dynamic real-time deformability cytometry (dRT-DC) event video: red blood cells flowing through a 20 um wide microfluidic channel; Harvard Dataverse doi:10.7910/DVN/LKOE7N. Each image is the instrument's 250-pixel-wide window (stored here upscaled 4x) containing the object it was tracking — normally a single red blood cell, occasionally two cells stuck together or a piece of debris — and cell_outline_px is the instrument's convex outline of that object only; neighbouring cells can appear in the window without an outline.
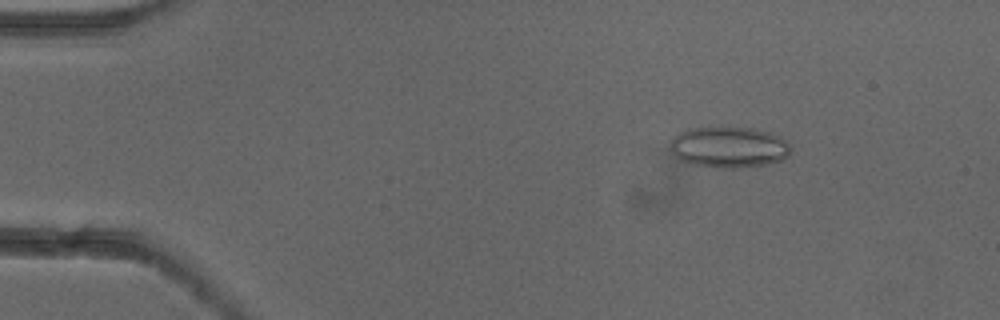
{"species": "common noctule bat (a hibernating species)", "species_latin": "Nyctalus noctula", "temperature_condition": "cold", "stored_images_in_passage": 53, "camera_frame_rate_fps": 3000, "um_per_image_px": 0.085, "animal": {"sex": "female"}, "frame": {"image": 1, "passage_image": 8, "time_ms": 2.333, "image_size_px": [1000, 320], "cell_outline_px": [[792, 148], [788, 156], [780, 160], [768, 164], [732, 168], [720, 168], [692, 164], [680, 160], [668, 148], [668, 144], [672, 136], [688, 128], [752, 128], [768, 132], [780, 136], [788, 140]], "centroid_in_image_um": [61.94, 12.51], "position_along_channel_um": 23.1, "area_um2": 29.02}}
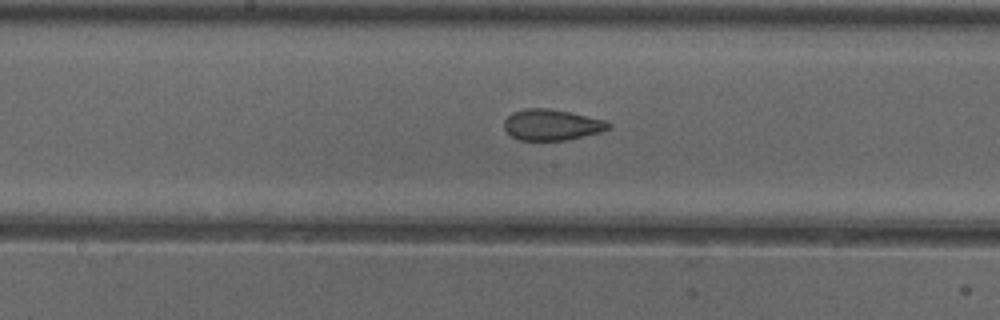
{"frame": {"image": 2, "passage_image": 28, "time_ms": 9.0, "image_size_px": [1000, 320], "cell_outline_px": [[612, 128], [600, 132], [564, 140], [520, 140], [512, 136], [504, 128], [504, 120], [512, 112], [524, 108], [548, 108], [568, 112], [604, 120], [612, 124]], "centroid_in_image_um": [46.88, 10.6], "position_along_channel_um": 201.3, "area_um2": 18.67}}
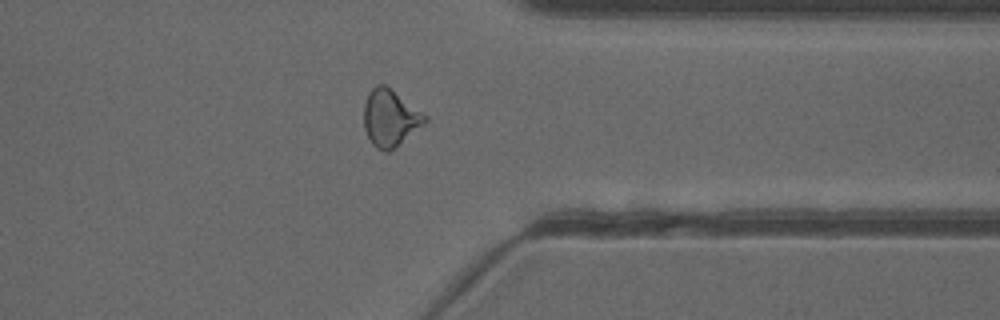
{"frame": {"image": 3, "passage_image": 42, "time_ms": 13.667, "image_size_px": [1000, 320], "cell_outline_px": [[428, 120], [424, 124], [388, 152], [384, 152], [376, 148], [372, 144], [364, 128], [364, 104], [368, 92], [376, 84], [384, 84], [428, 116]], "centroid_in_image_um": [33.14, 10.02], "position_along_channel_um": 378.3, "area_um2": 20.0}, "authors_computed_cell_mechanics": {"area_um2": 20.23, "velocity_mm_per_s": 3.8978, "shape_relaxation_time_tau1_ms": 8.5322, "shape_relaxation_time_tau2_ms": 1.2331, "deformation_change_tau1": 0.1576, "deformation_change_tau2": 0.0667}}